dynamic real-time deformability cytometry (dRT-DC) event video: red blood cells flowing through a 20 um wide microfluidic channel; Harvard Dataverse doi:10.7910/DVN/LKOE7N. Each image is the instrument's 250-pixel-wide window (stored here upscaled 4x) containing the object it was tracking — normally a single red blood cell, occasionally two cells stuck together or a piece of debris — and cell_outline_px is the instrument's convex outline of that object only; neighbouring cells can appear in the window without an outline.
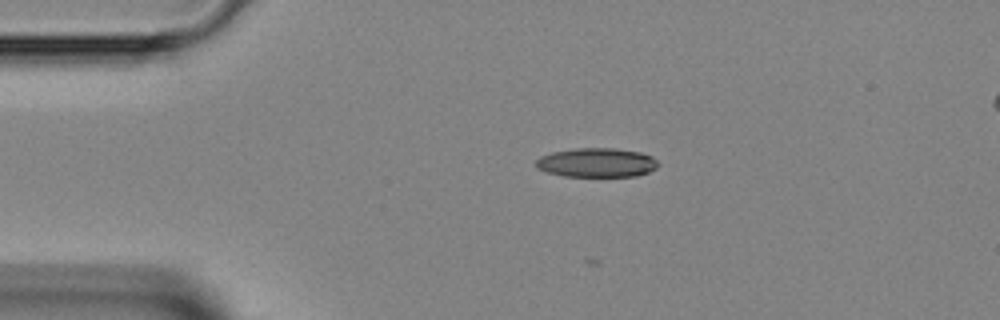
{"species": "Egyptian fruit bat (a non-hibernating species)", "species_latin": "Rousettus aegyptiacus", "temperature_condition": "room temperature", "stored_images_in_passage": 17, "camera_frame_rate_fps": 3000, "um_per_image_px": 0.085, "animal": {"sex": "female"}, "frame": {"image": 1, "passage_image": 1, "time_ms": 0.0, "image_size_px": [1000, 320], "cell_outline_px": [[660, 164], [656, 168], [648, 172], [636, 176], [564, 176], [548, 172], [536, 168], [536, 160], [540, 156], [552, 152], [576, 148], [616, 148], [640, 152], [652, 156]], "centroid_in_image_um": [50.73, 13.81], "position_along_channel_um": 34.3, "area_um2": 20.81}}
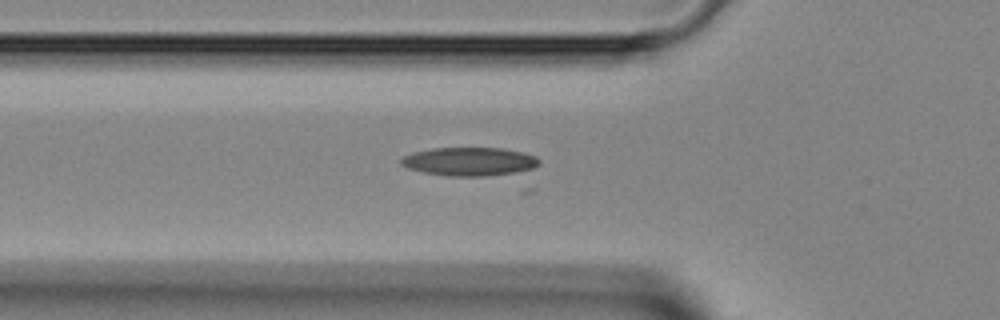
{"frame": {"image": 2, "passage_image": 7, "time_ms": 2.0, "image_size_px": [1000, 320], "cell_outline_px": [[540, 164], [532, 168], [512, 172], [484, 176], [448, 176], [424, 172], [408, 168], [400, 164], [400, 160], [404, 156], [412, 152], [432, 148], [500, 148], [520, 152], [536, 156], [540, 160]], "centroid_in_image_um": [39.86, 13.72], "position_along_channel_um": 85.9, "area_um2": 22.66}}
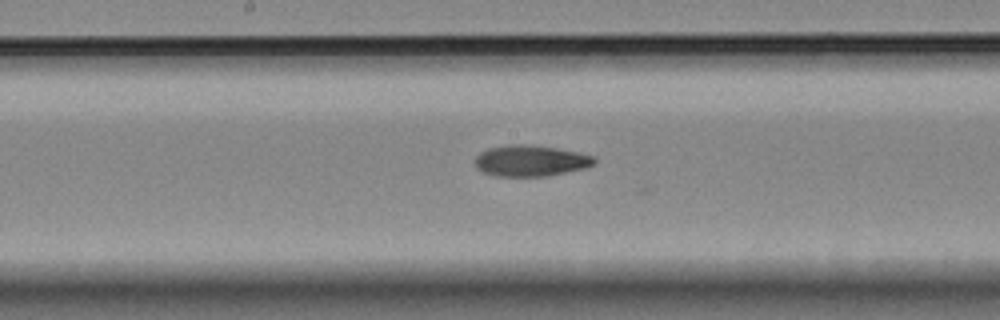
{"frame": {"image": 3, "passage_image": 15, "time_ms": 4.667, "image_size_px": [1000, 320], "cell_outline_px": [[596, 164], [588, 168], [548, 176], [496, 176], [484, 172], [476, 168], [472, 160], [480, 152], [488, 148], [508, 144], [524, 144], [556, 148], [580, 152], [592, 156], [596, 160]], "centroid_in_image_um": [45.1, 13.66], "position_along_channel_um": 203.1, "area_um2": 21.96}}